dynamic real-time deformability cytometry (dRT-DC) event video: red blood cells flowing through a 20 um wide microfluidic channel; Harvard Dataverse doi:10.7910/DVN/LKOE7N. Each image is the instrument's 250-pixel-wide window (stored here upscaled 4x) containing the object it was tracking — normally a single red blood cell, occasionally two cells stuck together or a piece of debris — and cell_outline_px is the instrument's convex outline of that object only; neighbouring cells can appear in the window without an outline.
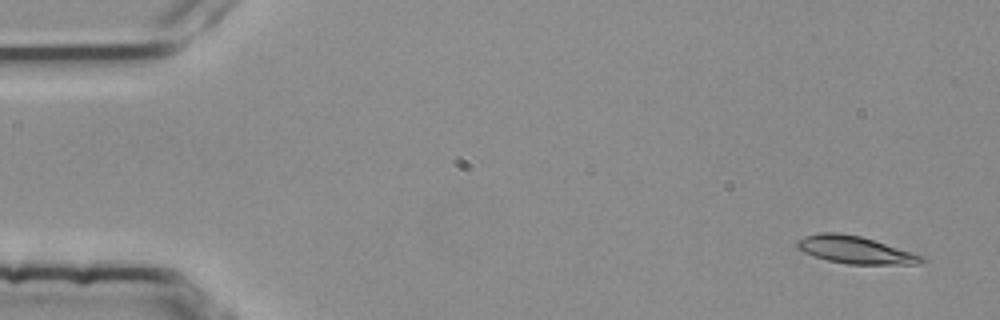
{"species": "common noctule bat (a hibernating species)", "species_latin": "Nyctalus noctula", "temperature_condition": "room temperature", "stored_images_in_passage": 3, "camera_frame_rate_fps": 3000, "um_per_image_px": 0.085, "animal": {"sex": "female", "body_mass_g": 25.1}, "frame": {"image": 1, "passage_image": 1, "time_ms": 0.0, "image_size_px": [1000, 320], "cell_outline_px": [[928, 260], [920, 264], [848, 264], [828, 260], [812, 256], [796, 248], [796, 240], [804, 236], [820, 232], [836, 232], [860, 236], [912, 252], [924, 256]], "centroid_in_image_um": [72.67, 21.24], "position_along_channel_um": 12.3, "area_um2": 19.94}}
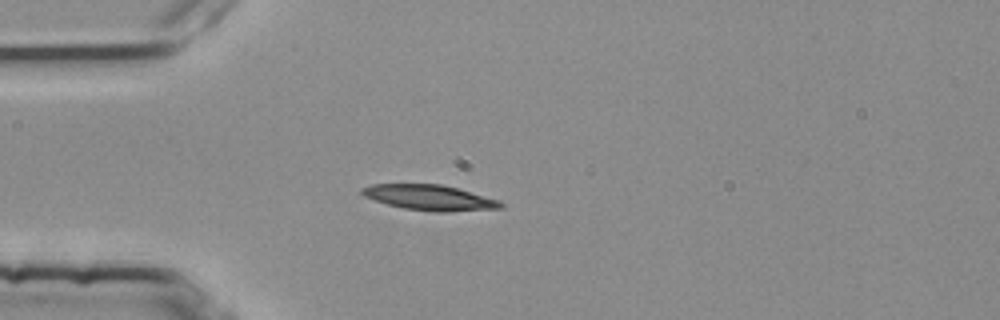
{"frame": {"image": 2, "passage_image": 3, "time_ms": 0.667, "image_size_px": [1000, 320], "cell_outline_px": [[504, 208], [436, 212], [404, 208], [388, 204], [364, 196], [360, 192], [360, 188], [372, 184], [440, 184], [456, 188], [500, 200], [504, 204]], "centroid_in_image_um": [36.52, 16.79], "position_along_channel_um": 48.5, "area_um2": 20.29}}